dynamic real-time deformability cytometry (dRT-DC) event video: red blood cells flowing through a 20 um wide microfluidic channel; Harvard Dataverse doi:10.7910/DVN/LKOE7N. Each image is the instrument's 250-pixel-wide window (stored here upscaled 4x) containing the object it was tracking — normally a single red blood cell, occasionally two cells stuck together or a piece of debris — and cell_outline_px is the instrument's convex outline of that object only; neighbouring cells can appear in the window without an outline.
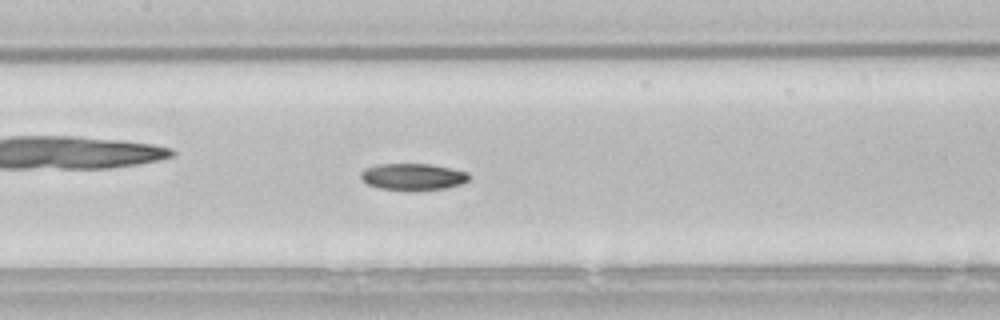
{"species": "common noctule bat (a hibernating species)", "species_latin": "Nyctalus noctula", "temperature_condition": "room temperature", "stored_images_in_passage": 50, "camera_frame_rate_fps": 3000, "um_per_image_px": 0.085, "animal": {"sex": "male", "body_mass_g": 21.5, "forearm_length_mm": 52.0}, "frame": {"image": 1, "passage_image": 22, "time_ms": 7.0, "image_size_px": [1000, 320], "cell_outline_px": [[468, 180], [460, 184], [444, 188], [380, 188], [368, 184], [360, 176], [360, 172], [364, 168], [376, 164], [428, 164], [452, 168], [468, 172]], "centroid_in_image_um": [35.07, 14.97], "position_along_channel_um": 172.3, "area_um2": 16.13}}
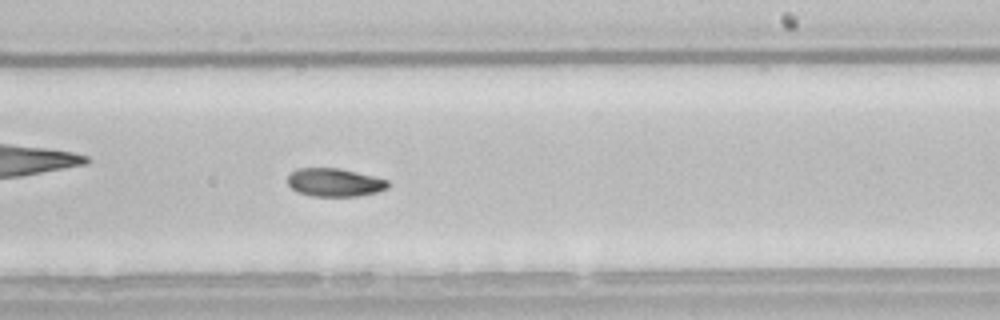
{"frame": {"image": 2, "passage_image": 29, "time_ms": 9.333, "image_size_px": [1000, 320], "cell_outline_px": [[388, 188], [376, 192], [360, 196], [312, 196], [296, 192], [288, 184], [288, 176], [296, 168], [340, 168], [388, 180]], "centroid_in_image_um": [28.42, 15.51], "position_along_channel_um": 260.6, "area_um2": 16.47}, "authors_computed_cell_mechanics": {"area_um2": 17.1377, "velocity_mm_per_s": 3.8046, "shape_relaxation_time_tau1_ms": 7.2392, "shape_relaxation_time_tau2_ms": 9.096, "deformation_change_tau1": 0.1584, "deformation_change_tau2": 0.1433}}